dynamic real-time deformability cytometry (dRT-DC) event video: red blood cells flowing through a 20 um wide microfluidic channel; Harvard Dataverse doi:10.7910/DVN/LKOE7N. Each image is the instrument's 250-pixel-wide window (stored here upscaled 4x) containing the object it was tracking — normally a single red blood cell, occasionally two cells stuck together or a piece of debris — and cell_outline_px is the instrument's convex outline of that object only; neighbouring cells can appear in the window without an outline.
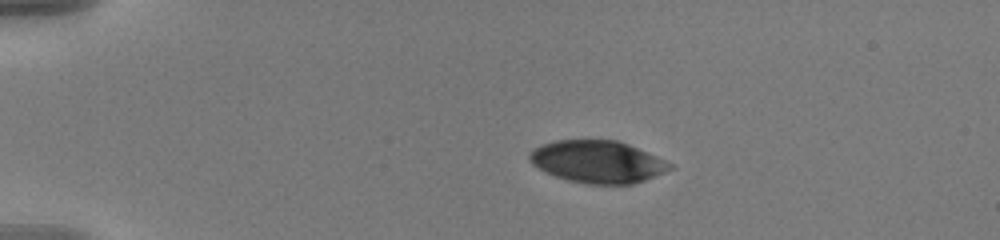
{"species": "human", "species_latin": "Homo sapiens", "temperature_condition": "warm", "stored_images_in_passage": 46, "camera_frame_rate_fps": 3000, "um_per_image_px": 0.085, "donor": {"sex": "male"}, "frame": {"image": 1, "passage_image": 1, "time_ms": 0.0, "image_size_px": [1000, 240], "cell_outline_px": [[676, 168], [644, 180], [632, 184], [588, 184], [568, 180], [544, 172], [532, 164], [528, 160], [528, 152], [540, 144], [556, 140], [616, 140], [628, 144], [648, 152], [676, 164]], "centroid_in_image_um": [50.81, 13.74], "position_along_channel_um": 34.2, "area_um2": 34.97}}
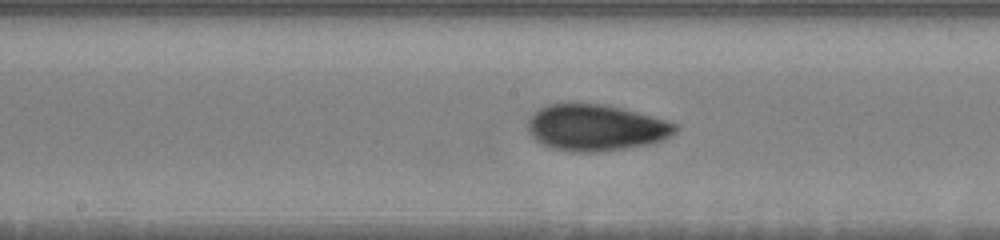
{"frame": {"image": 2, "passage_image": 20, "time_ms": 6.333, "image_size_px": [1000, 240], "cell_outline_px": [[680, 124], [676, 132], [672, 136], [648, 144], [624, 148], [592, 152], [572, 152], [552, 148], [540, 144], [528, 132], [528, 116], [540, 108], [548, 104], [568, 100], [608, 104], [624, 108], [668, 120]], "centroid_in_image_um": [50.62, 10.79], "position_along_channel_um": 197.6, "area_um2": 40.98}}
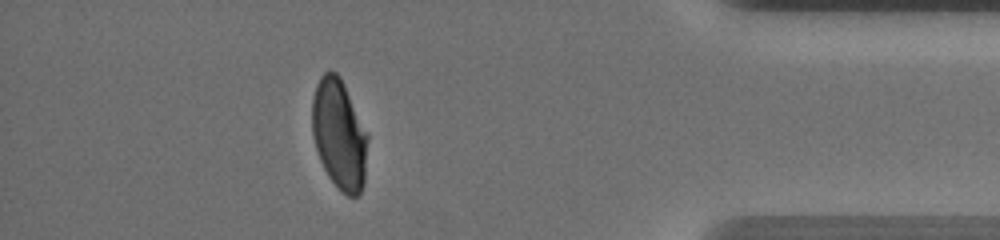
{"frame": {"image": 3, "passage_image": 40, "time_ms": 13.0, "image_size_px": [1000, 240], "cell_outline_px": [[368, 136], [364, 184], [360, 192], [356, 196], [348, 196], [328, 176], [320, 160], [312, 136], [312, 100], [316, 84], [320, 76], [324, 72], [336, 72], [340, 76], [368, 132]], "centroid_in_image_um": [28.83, 11.39], "position_along_channel_um": 406.4, "area_um2": 35.6}, "authors_computed_cell_mechanics": {"area_um2": 37.5989, "velocity_mm_per_s": 3.6269, "shape_relaxation_time_tau1_ms": 5.6697, "shape_relaxation_time_tau2_ms": 1.7488, "deformation_change_tau1": 0.1774, "deformation_change_tau2": 0.053}}